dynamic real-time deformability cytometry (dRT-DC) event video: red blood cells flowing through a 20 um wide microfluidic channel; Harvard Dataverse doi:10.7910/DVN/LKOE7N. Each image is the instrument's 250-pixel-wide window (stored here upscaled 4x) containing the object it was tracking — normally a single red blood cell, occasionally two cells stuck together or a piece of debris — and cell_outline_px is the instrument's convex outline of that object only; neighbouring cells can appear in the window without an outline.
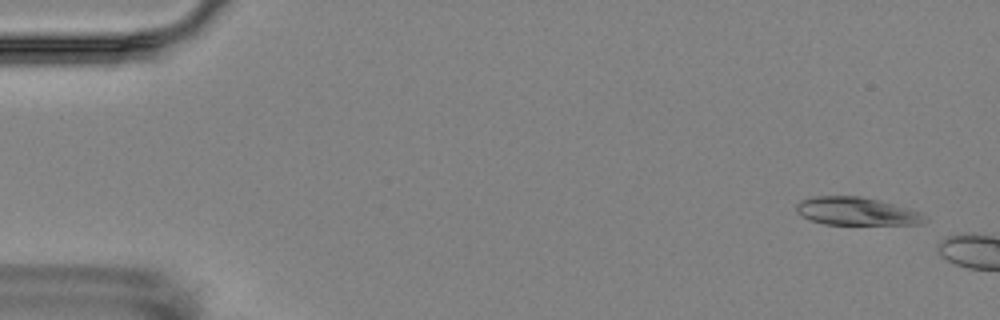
{"species": "Egyptian fruit bat (a non-hibernating species)", "species_latin": "Rousettus aegyptiacus", "temperature_condition": "room temperature", "stored_images_in_passage": 3, "camera_frame_rate_fps": 3000, "um_per_image_px": 0.085, "animal": {"sex": "female"}, "frame": {"image": 1, "passage_image": 1, "time_ms": 0.0, "image_size_px": [1000, 320], "cell_outline_px": [[928, 220], [920, 224], [824, 224], [808, 220], [796, 212], [796, 204], [800, 200], [812, 196], [860, 196], [924, 212], [928, 216]], "centroid_in_image_um": [72.8, 17.96], "position_along_channel_um": 12.2, "area_um2": 21.1}}